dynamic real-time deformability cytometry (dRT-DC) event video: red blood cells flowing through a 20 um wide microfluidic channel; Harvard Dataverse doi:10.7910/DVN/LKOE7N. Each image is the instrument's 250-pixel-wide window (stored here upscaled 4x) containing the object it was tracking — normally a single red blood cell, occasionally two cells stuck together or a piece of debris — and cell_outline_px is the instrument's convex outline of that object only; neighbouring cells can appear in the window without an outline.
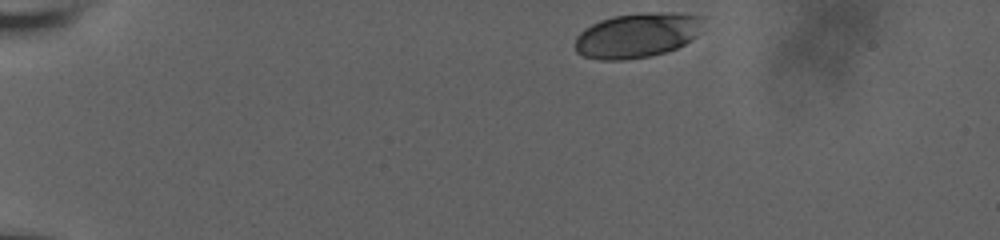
{"species": "human", "species_latin": "Homo sapiens", "temperature_condition": "room temperature", "stored_images_in_passage": 40, "camera_frame_rate_fps": 3000, "um_per_image_px": 0.085, "donor": {"sex": "male"}, "frame": {"image": 1, "passage_image": 1, "time_ms": 0.0, "image_size_px": [1000, 240], "cell_outline_px": [[704, 16], [696, 36], [684, 44], [676, 48], [664, 52], [648, 56], [624, 60], [600, 60], [584, 56], [576, 52], [576, 36], [584, 28], [600, 20], [616, 16], [648, 12], [680, 12]], "centroid_in_image_um": [54.15, 2.99], "position_along_channel_um": 30.8, "area_um2": 33.35}}
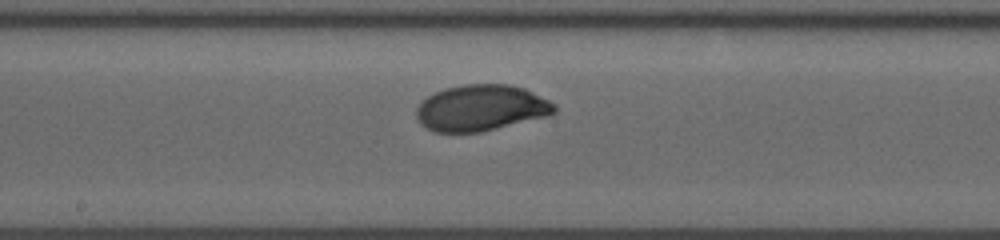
{"frame": {"image": 2, "passage_image": 23, "time_ms": 7.333, "image_size_px": [1000, 240], "cell_outline_px": [[556, 112], [548, 116], [480, 132], [436, 132], [420, 124], [416, 116], [416, 108], [428, 96], [444, 88], [464, 84], [508, 84], [524, 88], [556, 104]], "centroid_in_image_um": [40.9, 9.17], "position_along_channel_um": 207.3, "area_um2": 36.99}}
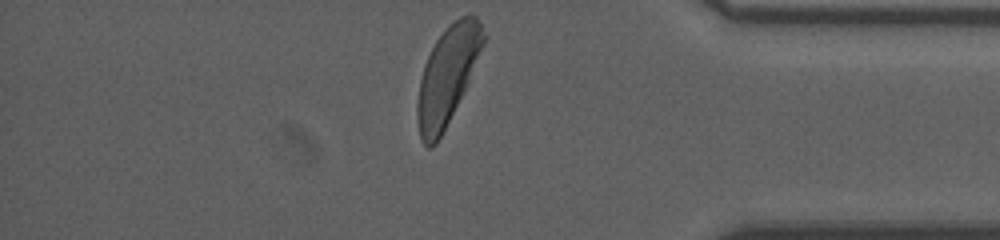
{"frame": {"image": 3, "passage_image": 40, "time_ms": 13.0, "image_size_px": [1000, 240], "cell_outline_px": [[488, 36], [464, 88], [436, 144], [432, 148], [428, 148], [420, 140], [416, 120], [416, 104], [420, 80], [424, 64], [436, 40], [460, 16], [476, 16]], "centroid_in_image_um": [38.0, 6.44], "position_along_channel_um": 397.2, "area_um2": 36.59}, "authors_computed_cell_mechanics": {"area_um2": 36.6452, "velocity_mm_per_s": 3.6852, "shape_relaxation_time_tau1_ms": 2.4773, "shape_relaxation_time_tau2_ms": null, "deformation_change_tau1": 0.1281, "deformation_change_tau2": null}}